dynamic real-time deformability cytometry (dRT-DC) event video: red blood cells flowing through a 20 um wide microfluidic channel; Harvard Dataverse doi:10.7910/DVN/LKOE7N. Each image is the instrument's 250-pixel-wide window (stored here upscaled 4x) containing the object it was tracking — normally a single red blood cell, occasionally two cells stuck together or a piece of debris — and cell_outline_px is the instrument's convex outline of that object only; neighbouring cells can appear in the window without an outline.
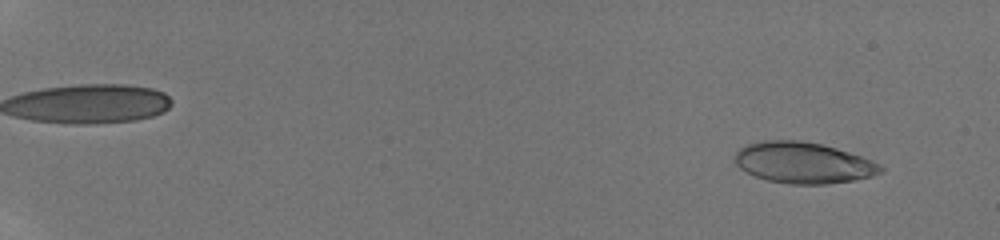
{"species": "human", "species_latin": "Homo sapiens", "temperature_condition": "room temperature", "stored_images_in_passage": 29, "camera_frame_rate_fps": 3000, "um_per_image_px": 0.085, "donor": {"sex": "male"}, "frame": {"image": 1, "passage_image": 8, "time_ms": 1.333, "image_size_px": [1000, 240], "cell_outline_px": [[884, 172], [872, 176], [856, 180], [828, 184], [788, 184], [768, 180], [756, 176], [740, 168], [732, 160], [736, 152], [740, 148], [748, 144], [760, 140], [800, 140], [820, 144], [836, 148], [872, 160], [880, 164], [884, 168]], "centroid_in_image_um": [68.29, 13.83], "position_along_channel_um": 16.7, "area_um2": 35.08}}
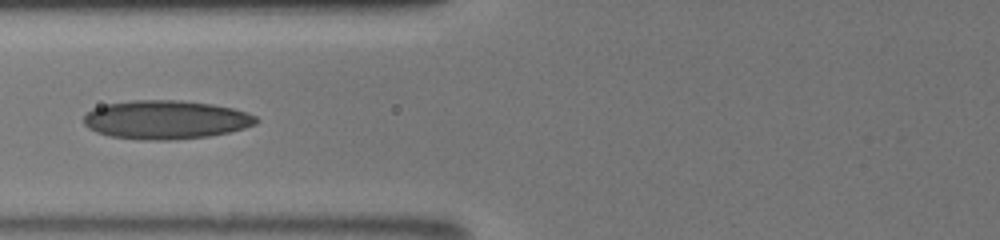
{"frame": {"image": 2, "passage_image": 27, "time_ms": 8.333, "image_size_px": [1000, 240], "cell_outline_px": [[260, 120], [256, 124], [244, 128], [228, 132], [208, 136], [172, 140], [136, 140], [112, 136], [96, 132], [88, 128], [84, 124], [84, 116], [92, 108], [104, 104], [132, 100], [180, 100], [212, 104], [232, 108], [248, 112], [256, 116]], "centroid_in_image_um": [14.08, 10.17], "position_along_channel_um": 111.7, "area_um2": 39.13}}
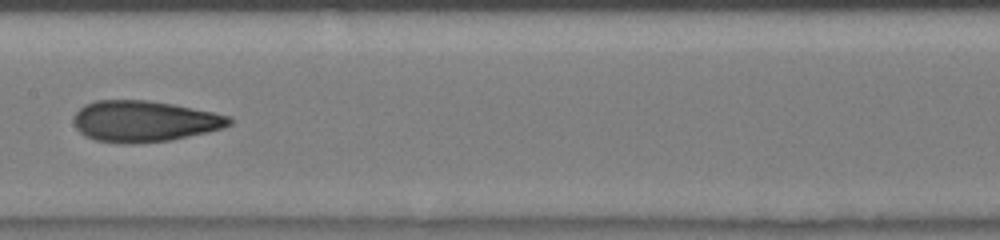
{"frame": {"image": 3, "passage_image": 29, "time_ms": 10.333, "image_size_px": [1000, 240], "cell_outline_px": [[232, 124], [224, 128], [208, 132], [172, 140], [132, 144], [120, 144], [96, 140], [84, 136], [76, 128], [72, 120], [76, 112], [84, 104], [96, 100], [148, 100], [172, 104], [232, 116]], "centroid_in_image_um": [12.26, 10.31], "position_along_channel_um": 195.1, "area_um2": 37.63}}